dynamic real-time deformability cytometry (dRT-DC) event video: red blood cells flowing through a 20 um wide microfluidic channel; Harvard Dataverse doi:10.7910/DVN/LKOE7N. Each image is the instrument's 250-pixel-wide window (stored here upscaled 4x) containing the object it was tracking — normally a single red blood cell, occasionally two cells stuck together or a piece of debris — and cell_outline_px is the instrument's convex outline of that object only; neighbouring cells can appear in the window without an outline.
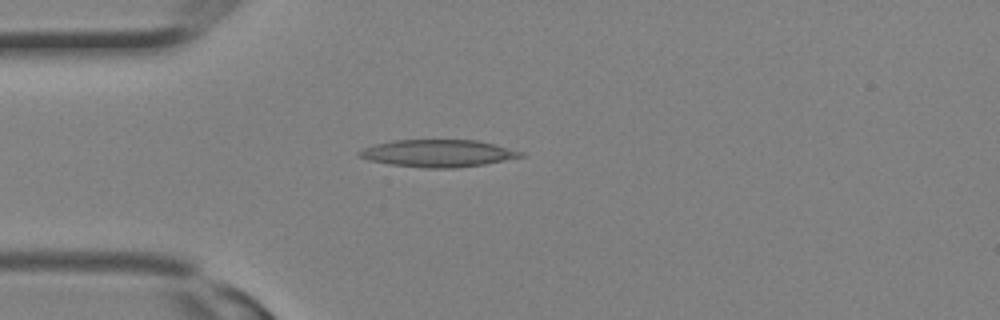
{"species": "Egyptian fruit bat (a non-hibernating species)", "species_latin": "Rousettus aegyptiacus", "temperature_condition": "room temperature", "stored_images_in_passage": 19, "camera_frame_rate_fps": 3000, "um_per_image_px": 0.085, "animal": {"sex": "female"}, "frame": {"image": 1, "passage_image": 7, "time_ms": 2.0, "image_size_px": [1000, 320], "cell_outline_px": [[524, 156], [484, 164], [456, 168], [424, 168], [392, 164], [368, 160], [360, 156], [356, 152], [364, 148], [376, 144], [392, 140], [476, 140], [496, 144], [524, 152]], "centroid_in_image_um": [37.25, 13.02], "position_along_channel_um": 47.8, "area_um2": 25.55}}
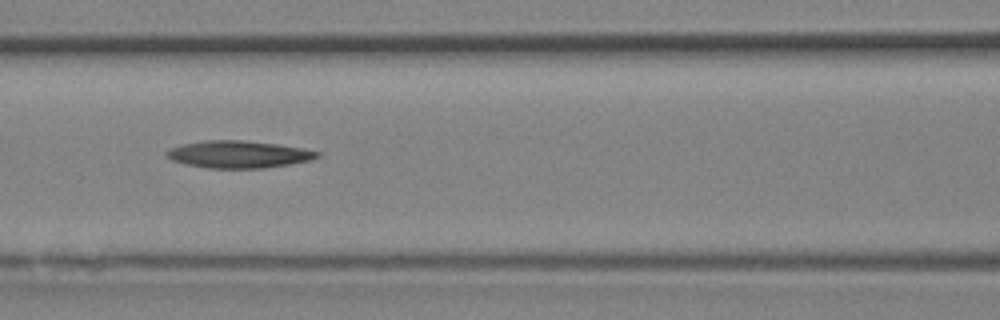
{"frame": {"image": 2, "passage_image": 12, "time_ms": 3.667, "image_size_px": [1000, 320], "cell_outline_px": [[320, 156], [312, 160], [264, 168], [208, 168], [188, 164], [172, 160], [164, 156], [164, 152], [180, 144], [204, 140], [244, 140], [276, 144], [304, 148], [320, 152]], "centroid_in_image_um": [20.27, 13.11], "position_along_channel_um": 146.3, "area_um2": 23.93}}
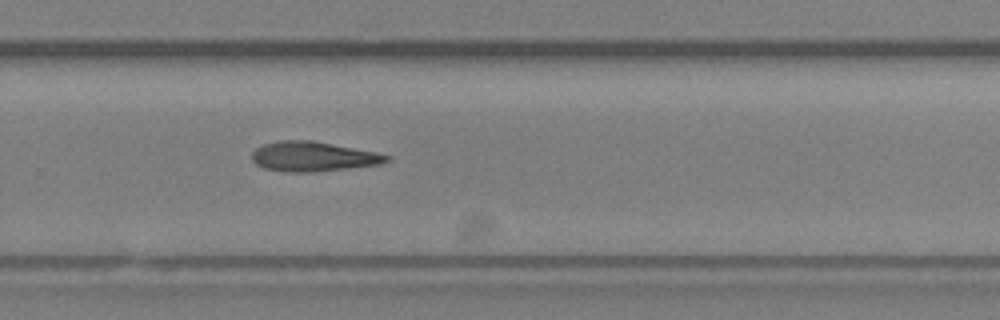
{"frame": {"image": 3, "passage_image": 19, "time_ms": 6.0, "image_size_px": [1000, 320], "cell_outline_px": [[392, 160], [380, 164], [312, 172], [288, 172], [264, 168], [256, 164], [252, 160], [252, 152], [256, 148], [264, 144], [280, 140], [312, 140], [376, 152], [392, 156]], "centroid_in_image_um": [26.62, 13.3], "position_along_channel_um": 303.2, "area_um2": 23.29}}